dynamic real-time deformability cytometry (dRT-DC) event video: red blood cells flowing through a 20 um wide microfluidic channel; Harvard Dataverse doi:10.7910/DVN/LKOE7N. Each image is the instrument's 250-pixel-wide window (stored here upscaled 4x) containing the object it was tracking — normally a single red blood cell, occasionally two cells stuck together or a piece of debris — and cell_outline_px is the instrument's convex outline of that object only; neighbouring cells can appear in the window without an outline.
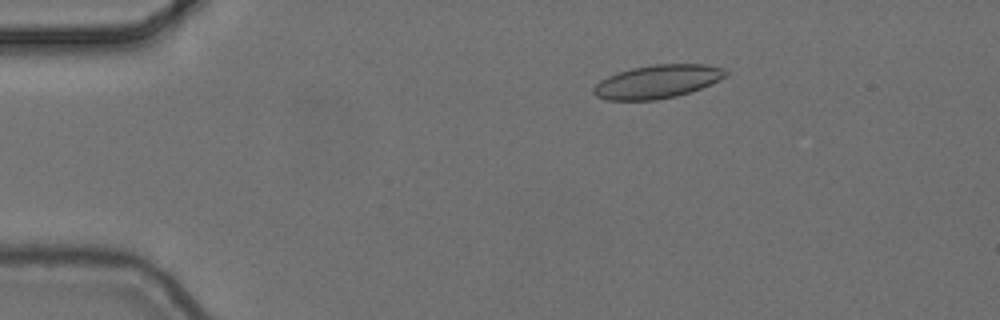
{"species": "common noctule bat (a hibernating species)", "species_latin": "Nyctalus noctula", "temperature_condition": "cold", "stored_images_in_passage": 4, "camera_frame_rate_fps": 3000, "um_per_image_px": 0.085, "animal": {"sex": "female", "body_mass_g": 24.6, "forearm_length_mm": 56.2}, "frame": {"image": 1, "passage_image": 3, "time_ms": 0.667, "image_size_px": [1000, 320], "cell_outline_px": [[728, 76], [720, 80], [700, 88], [676, 96], [656, 100], [604, 100], [596, 96], [592, 92], [592, 88], [600, 80], [608, 76], [632, 68], [656, 64], [704, 64], [724, 68], [728, 72]], "centroid_in_image_um": [55.88, 6.94], "position_along_channel_um": 29.1, "area_um2": 25.66}}